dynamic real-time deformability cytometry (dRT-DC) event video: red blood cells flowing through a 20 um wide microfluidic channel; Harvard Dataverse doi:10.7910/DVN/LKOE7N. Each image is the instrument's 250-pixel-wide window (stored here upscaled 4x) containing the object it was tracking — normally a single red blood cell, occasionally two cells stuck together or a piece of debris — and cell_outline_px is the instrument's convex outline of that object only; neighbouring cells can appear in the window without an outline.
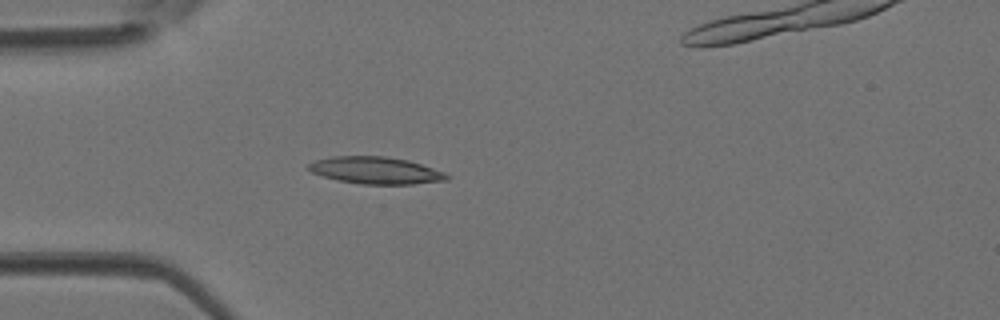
{"species": "Egyptian fruit bat (a non-hibernating species)", "species_latin": "Rousettus aegyptiacus", "temperature_condition": "room temperature", "stored_images_in_passage": 44, "camera_frame_rate_fps": 3000, "um_per_image_px": 0.085, "animal": {"sex": "female"}, "frame": {"image": 1, "passage_image": 12, "time_ms": 3.667, "image_size_px": [1000, 320], "cell_outline_px": [[452, 176], [448, 180], [412, 184], [360, 184], [336, 180], [312, 172], [308, 168], [308, 164], [316, 160], [332, 156], [384, 156], [408, 160], [444, 172]], "centroid_in_image_um": [31.95, 14.49], "position_along_channel_um": 53.1, "area_um2": 21.73}}
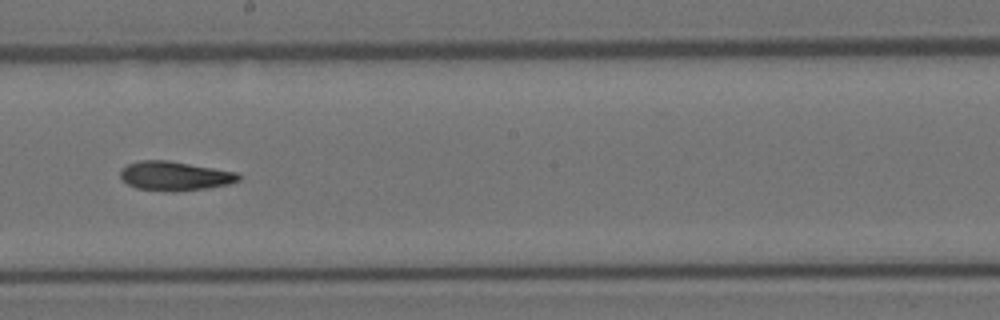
{"frame": {"image": 2, "passage_image": 24, "time_ms": 7.667, "image_size_px": [1000, 320], "cell_outline_px": [[240, 180], [228, 184], [208, 188], [172, 192], [136, 188], [128, 184], [120, 176], [120, 168], [128, 164], [140, 160], [168, 160], [236, 172], [240, 176]], "centroid_in_image_um": [14.83, 14.96], "position_along_channel_um": 233.4, "area_um2": 20.06}}
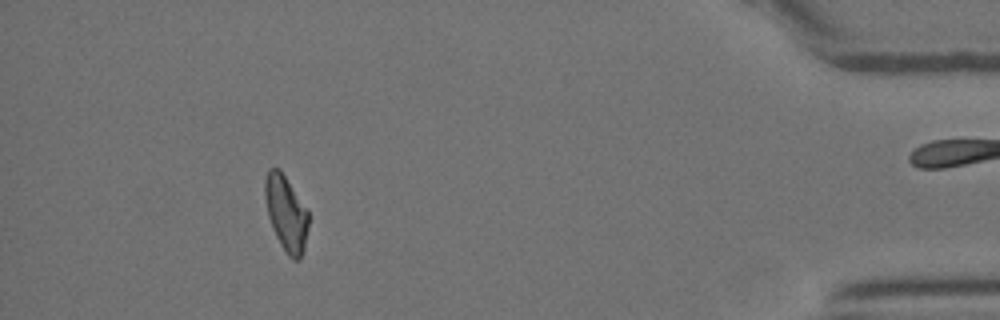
{"frame": {"image": 3, "passage_image": 39, "time_ms": 12.667, "image_size_px": [1000, 320], "cell_outline_px": [[308, 228], [304, 248], [300, 260], [292, 260], [288, 256], [280, 244], [272, 228], [268, 216], [264, 196], [264, 180], [268, 168], [280, 168], [308, 208]], "centroid_in_image_um": [24.32, 18.1], "position_along_channel_um": 410.9, "area_um2": 19.54}}